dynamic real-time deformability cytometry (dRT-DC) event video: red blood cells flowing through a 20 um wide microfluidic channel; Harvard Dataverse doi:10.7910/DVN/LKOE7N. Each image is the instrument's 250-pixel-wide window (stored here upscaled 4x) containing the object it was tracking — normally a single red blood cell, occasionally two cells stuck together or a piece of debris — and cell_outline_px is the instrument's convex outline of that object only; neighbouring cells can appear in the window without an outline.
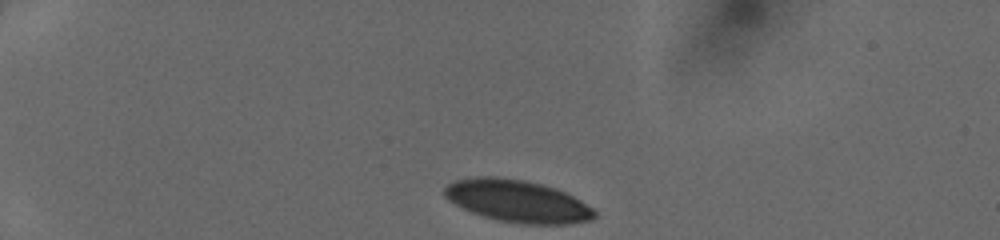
{"species": "human", "species_latin": "Homo sapiens", "temperature_condition": "cold", "stored_images_in_passage": 34, "camera_frame_rate_fps": 3000, "um_per_image_px": 0.085, "donor": {"sex": "female"}, "frame": {"image": 1, "passage_image": 1, "time_ms": 0.0, "image_size_px": [1000, 240], "cell_outline_px": [[596, 216], [592, 220], [568, 224], [520, 224], [500, 220], [484, 216], [472, 212], [448, 200], [444, 196], [444, 188], [448, 184], [456, 180], [476, 176], [492, 176], [524, 180], [556, 188], [580, 200], [592, 208], [596, 212]], "centroid_in_image_um": [43.99, 17.09], "position_along_channel_um": 41.0, "area_um2": 36.7}}
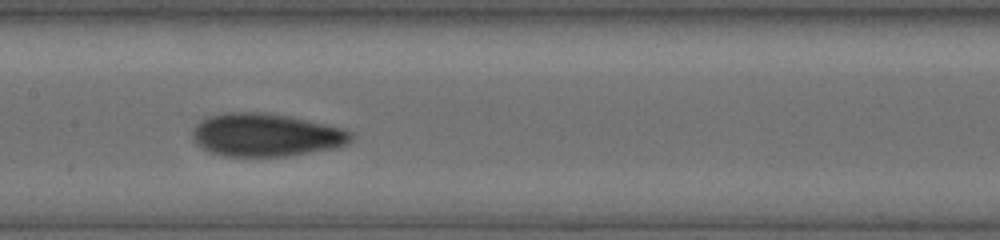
{"frame": {"image": 2, "passage_image": 16, "time_ms": 5.0, "image_size_px": [1000, 240], "cell_outline_px": [[352, 140], [348, 144], [340, 148], [288, 156], [224, 156], [208, 152], [196, 144], [192, 140], [192, 128], [200, 120], [212, 116], [228, 112], [264, 112], [288, 116], [344, 128], [352, 132]], "centroid_in_image_um": [22.62, 11.48], "position_along_channel_um": 184.8, "area_um2": 40.17}}
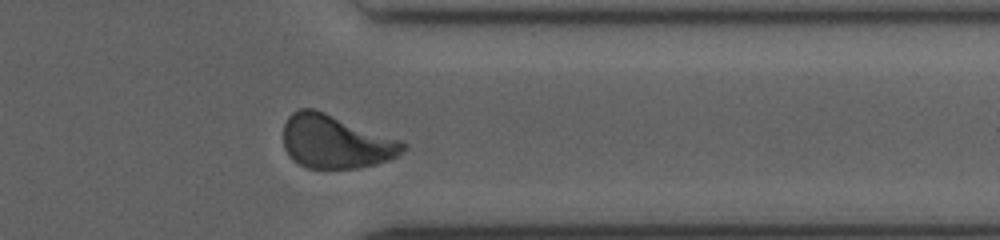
{"frame": {"image": 3, "passage_image": 30, "time_ms": 9.667, "image_size_px": [1000, 240], "cell_outline_px": [[408, 148], [396, 156], [388, 160], [376, 164], [360, 168], [308, 168], [292, 160], [288, 156], [284, 148], [284, 124], [288, 116], [292, 112], [300, 108], [312, 108], [324, 112], [400, 140], [408, 144]], "centroid_in_image_um": [28.51, 12.05], "position_along_channel_um": 382.9, "area_um2": 37.17}}